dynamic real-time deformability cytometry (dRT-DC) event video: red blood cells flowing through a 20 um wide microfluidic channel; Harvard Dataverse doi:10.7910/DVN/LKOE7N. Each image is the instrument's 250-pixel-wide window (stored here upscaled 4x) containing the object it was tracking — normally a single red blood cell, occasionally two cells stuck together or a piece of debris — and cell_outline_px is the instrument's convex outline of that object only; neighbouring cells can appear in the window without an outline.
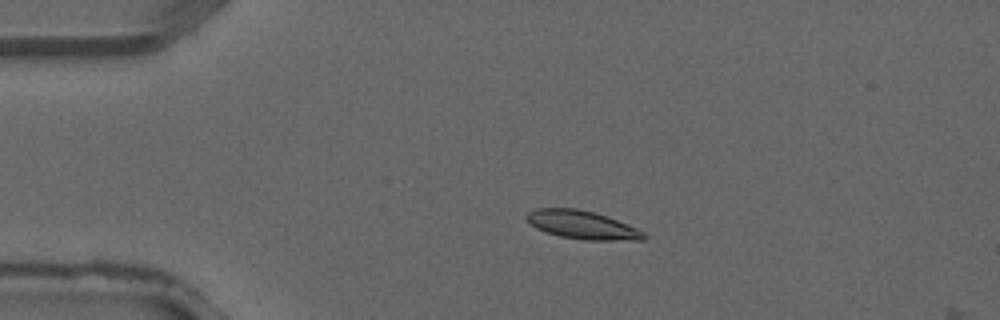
{"species": "common noctule bat (a hibernating species)", "species_latin": "Nyctalus noctula", "temperature_condition": "warm", "stored_images_in_passage": 4, "camera_frame_rate_fps": 3000, "um_per_image_px": 0.085, "animal": {"sex": "male", "forearm_length_mm": 52.5}, "frame": {"image": 1, "passage_image": 3, "time_ms": 0.667, "image_size_px": [1000, 320], "cell_outline_px": [[648, 236], [644, 240], [584, 240], [560, 236], [536, 228], [524, 216], [528, 212], [536, 208], [576, 208], [596, 212], [636, 228], [644, 232]], "centroid_in_image_um": [49.5, 19.11], "position_along_channel_um": 35.5, "area_um2": 19.25}}